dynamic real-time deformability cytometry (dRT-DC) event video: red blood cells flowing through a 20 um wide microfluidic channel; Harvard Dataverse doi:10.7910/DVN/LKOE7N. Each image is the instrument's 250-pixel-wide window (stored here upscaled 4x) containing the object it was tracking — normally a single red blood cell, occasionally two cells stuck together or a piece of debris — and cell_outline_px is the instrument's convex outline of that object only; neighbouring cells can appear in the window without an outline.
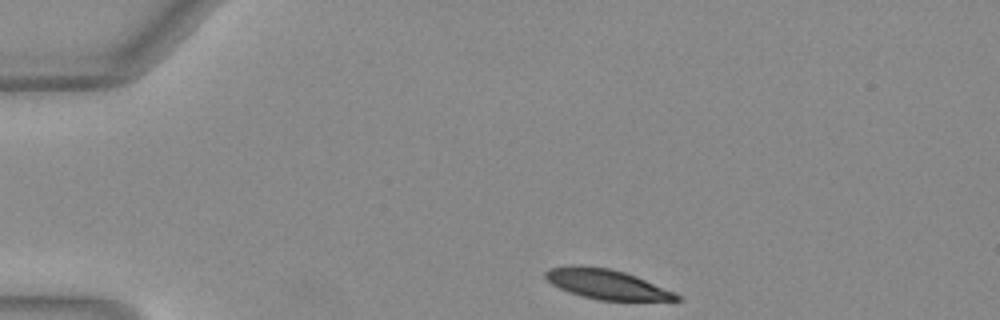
{"species": "Egyptian fruit bat (a non-hibernating species)", "species_latin": "Rousettus aegyptiacus", "temperature_condition": "warm", "stored_images_in_passage": 35, "camera_frame_rate_fps": 3000, "um_per_image_px": 0.085, "animal": {"sex": "female"}, "frame": {"image": 1, "passage_image": 1, "time_ms": 0.0, "image_size_px": [1000, 320], "cell_outline_px": [[684, 300], [600, 300], [568, 292], [552, 284], [544, 276], [544, 272], [548, 268], [568, 264], [580, 264], [608, 268], [624, 272], [636, 276], [676, 292]], "centroid_in_image_um": [51.54, 24.13], "position_along_channel_um": 33.5, "area_um2": 22.89}}
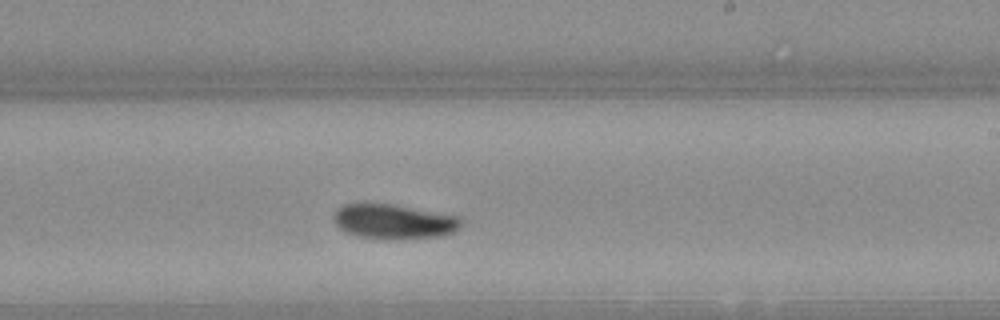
{"frame": {"image": 2, "passage_image": 22, "time_ms": 7.0, "image_size_px": [1000, 320], "cell_outline_px": [[460, 228], [444, 236], [400, 240], [356, 236], [344, 232], [336, 224], [332, 216], [336, 208], [344, 204], [364, 200], [396, 204], [460, 216]], "centroid_in_image_um": [33.42, 18.79], "position_along_channel_um": 255.6, "area_um2": 26.93}}
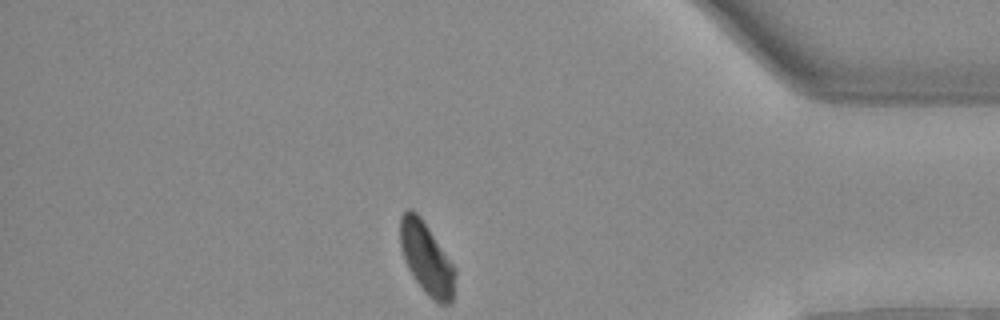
{"frame": {"image": 3, "passage_image": 35, "time_ms": 11.333, "image_size_px": [1000, 320], "cell_outline_px": [[456, 272], [452, 304], [440, 304], [432, 300], [428, 296], [416, 280], [408, 268], [400, 244], [400, 216], [408, 208], [416, 212], [420, 216], [456, 268]], "centroid_in_image_um": [36.28, 21.99], "position_along_channel_um": 398.9, "area_um2": 22.83}, "authors_computed_cell_mechanics": {"area_um2": 24.9696, "velocity_mm_per_s": 4.0197, "shape_relaxation_time_tau1_ms": 5.1803, "shape_relaxation_time_tau2_ms": null, "deformation_change_tau1": 0.1654, "deformation_change_tau2": null}}